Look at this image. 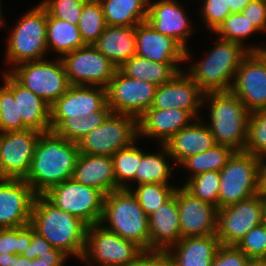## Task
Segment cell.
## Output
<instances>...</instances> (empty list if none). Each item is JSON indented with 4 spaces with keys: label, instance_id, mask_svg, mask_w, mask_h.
<instances>
[{
    "label": "cell",
    "instance_id": "6da1fadb",
    "mask_svg": "<svg viewBox=\"0 0 266 266\" xmlns=\"http://www.w3.org/2000/svg\"><path fill=\"white\" fill-rule=\"evenodd\" d=\"M79 155L78 144L56 135L41 133L28 175L24 179L37 195L72 178Z\"/></svg>",
    "mask_w": 266,
    "mask_h": 266
},
{
    "label": "cell",
    "instance_id": "7a4b0ae2",
    "mask_svg": "<svg viewBox=\"0 0 266 266\" xmlns=\"http://www.w3.org/2000/svg\"><path fill=\"white\" fill-rule=\"evenodd\" d=\"M30 225L69 258L82 259L87 225L78 217L57 208L44 195L35 197Z\"/></svg>",
    "mask_w": 266,
    "mask_h": 266
},
{
    "label": "cell",
    "instance_id": "3957f363",
    "mask_svg": "<svg viewBox=\"0 0 266 266\" xmlns=\"http://www.w3.org/2000/svg\"><path fill=\"white\" fill-rule=\"evenodd\" d=\"M215 43L203 59L184 70L205 93L231 91L237 69L250 53L237 42L219 38Z\"/></svg>",
    "mask_w": 266,
    "mask_h": 266
},
{
    "label": "cell",
    "instance_id": "277c9868",
    "mask_svg": "<svg viewBox=\"0 0 266 266\" xmlns=\"http://www.w3.org/2000/svg\"><path fill=\"white\" fill-rule=\"evenodd\" d=\"M203 103H210V121L205 123L216 143L236 152L244 151L251 113L246 106L231 91L207 92Z\"/></svg>",
    "mask_w": 266,
    "mask_h": 266
},
{
    "label": "cell",
    "instance_id": "5b68a950",
    "mask_svg": "<svg viewBox=\"0 0 266 266\" xmlns=\"http://www.w3.org/2000/svg\"><path fill=\"white\" fill-rule=\"evenodd\" d=\"M148 222V216L131 190L118 189L105 196L100 224L120 237L133 241L144 251H150Z\"/></svg>",
    "mask_w": 266,
    "mask_h": 266
},
{
    "label": "cell",
    "instance_id": "8992f818",
    "mask_svg": "<svg viewBox=\"0 0 266 266\" xmlns=\"http://www.w3.org/2000/svg\"><path fill=\"white\" fill-rule=\"evenodd\" d=\"M11 29L7 41L6 63L10 68L26 61L45 59L47 10L39 3L25 13Z\"/></svg>",
    "mask_w": 266,
    "mask_h": 266
},
{
    "label": "cell",
    "instance_id": "52a82bcc",
    "mask_svg": "<svg viewBox=\"0 0 266 266\" xmlns=\"http://www.w3.org/2000/svg\"><path fill=\"white\" fill-rule=\"evenodd\" d=\"M143 252L133 241L97 223L87 226L81 261L87 266H132Z\"/></svg>",
    "mask_w": 266,
    "mask_h": 266
},
{
    "label": "cell",
    "instance_id": "ba28073f",
    "mask_svg": "<svg viewBox=\"0 0 266 266\" xmlns=\"http://www.w3.org/2000/svg\"><path fill=\"white\" fill-rule=\"evenodd\" d=\"M260 160L244 151L232 155L220 171L218 209L259 193Z\"/></svg>",
    "mask_w": 266,
    "mask_h": 266
},
{
    "label": "cell",
    "instance_id": "9c48e42d",
    "mask_svg": "<svg viewBox=\"0 0 266 266\" xmlns=\"http://www.w3.org/2000/svg\"><path fill=\"white\" fill-rule=\"evenodd\" d=\"M138 119L111 113L106 120L78 142L79 153L112 156L138 139Z\"/></svg>",
    "mask_w": 266,
    "mask_h": 266
},
{
    "label": "cell",
    "instance_id": "30bf717a",
    "mask_svg": "<svg viewBox=\"0 0 266 266\" xmlns=\"http://www.w3.org/2000/svg\"><path fill=\"white\" fill-rule=\"evenodd\" d=\"M17 64L8 70L28 90L52 105L71 86L61 58Z\"/></svg>",
    "mask_w": 266,
    "mask_h": 266
},
{
    "label": "cell",
    "instance_id": "8fae6325",
    "mask_svg": "<svg viewBox=\"0 0 266 266\" xmlns=\"http://www.w3.org/2000/svg\"><path fill=\"white\" fill-rule=\"evenodd\" d=\"M43 195L57 208L78 217L87 226L101 222L105 195L96 188L70 178Z\"/></svg>",
    "mask_w": 266,
    "mask_h": 266
},
{
    "label": "cell",
    "instance_id": "7c38bea8",
    "mask_svg": "<svg viewBox=\"0 0 266 266\" xmlns=\"http://www.w3.org/2000/svg\"><path fill=\"white\" fill-rule=\"evenodd\" d=\"M70 85L106 88L118 69L94 45H86L61 57Z\"/></svg>",
    "mask_w": 266,
    "mask_h": 266
},
{
    "label": "cell",
    "instance_id": "4fadbf2b",
    "mask_svg": "<svg viewBox=\"0 0 266 266\" xmlns=\"http://www.w3.org/2000/svg\"><path fill=\"white\" fill-rule=\"evenodd\" d=\"M158 86L133 79L116 70L107 89V104L112 113L126 114L137 119L153 104Z\"/></svg>",
    "mask_w": 266,
    "mask_h": 266
},
{
    "label": "cell",
    "instance_id": "5bb4252c",
    "mask_svg": "<svg viewBox=\"0 0 266 266\" xmlns=\"http://www.w3.org/2000/svg\"><path fill=\"white\" fill-rule=\"evenodd\" d=\"M262 223L259 192L243 201L218 209L216 236L221 245L236 246L253 227Z\"/></svg>",
    "mask_w": 266,
    "mask_h": 266
},
{
    "label": "cell",
    "instance_id": "9a60e30c",
    "mask_svg": "<svg viewBox=\"0 0 266 266\" xmlns=\"http://www.w3.org/2000/svg\"><path fill=\"white\" fill-rule=\"evenodd\" d=\"M42 132H0V179H25Z\"/></svg>",
    "mask_w": 266,
    "mask_h": 266
},
{
    "label": "cell",
    "instance_id": "2e32d148",
    "mask_svg": "<svg viewBox=\"0 0 266 266\" xmlns=\"http://www.w3.org/2000/svg\"><path fill=\"white\" fill-rule=\"evenodd\" d=\"M231 92L250 112L266 110V58L250 52L237 69Z\"/></svg>",
    "mask_w": 266,
    "mask_h": 266
},
{
    "label": "cell",
    "instance_id": "e0dca14e",
    "mask_svg": "<svg viewBox=\"0 0 266 266\" xmlns=\"http://www.w3.org/2000/svg\"><path fill=\"white\" fill-rule=\"evenodd\" d=\"M107 104V89L98 86H73L50 106V129L64 119L92 116Z\"/></svg>",
    "mask_w": 266,
    "mask_h": 266
},
{
    "label": "cell",
    "instance_id": "ac0fdd59",
    "mask_svg": "<svg viewBox=\"0 0 266 266\" xmlns=\"http://www.w3.org/2000/svg\"><path fill=\"white\" fill-rule=\"evenodd\" d=\"M179 210L181 238L216 234L218 208L201 201L184 187L174 190Z\"/></svg>",
    "mask_w": 266,
    "mask_h": 266
},
{
    "label": "cell",
    "instance_id": "d6986e66",
    "mask_svg": "<svg viewBox=\"0 0 266 266\" xmlns=\"http://www.w3.org/2000/svg\"><path fill=\"white\" fill-rule=\"evenodd\" d=\"M36 196L24 179H0V229L29 225Z\"/></svg>",
    "mask_w": 266,
    "mask_h": 266
},
{
    "label": "cell",
    "instance_id": "ffe728a7",
    "mask_svg": "<svg viewBox=\"0 0 266 266\" xmlns=\"http://www.w3.org/2000/svg\"><path fill=\"white\" fill-rule=\"evenodd\" d=\"M204 95L205 92L182 70L170 81L157 87L150 108L181 109L198 119L202 117L199 116L201 107L206 106L203 103Z\"/></svg>",
    "mask_w": 266,
    "mask_h": 266
},
{
    "label": "cell",
    "instance_id": "44dd1931",
    "mask_svg": "<svg viewBox=\"0 0 266 266\" xmlns=\"http://www.w3.org/2000/svg\"><path fill=\"white\" fill-rule=\"evenodd\" d=\"M187 12L177 0H158L148 2L146 21L163 35L175 39L187 50L188 37L196 30L191 27ZM192 28V29H191Z\"/></svg>",
    "mask_w": 266,
    "mask_h": 266
},
{
    "label": "cell",
    "instance_id": "7402d4cb",
    "mask_svg": "<svg viewBox=\"0 0 266 266\" xmlns=\"http://www.w3.org/2000/svg\"><path fill=\"white\" fill-rule=\"evenodd\" d=\"M136 55L157 63H183L191 57L188 49L157 32L147 21L136 25Z\"/></svg>",
    "mask_w": 266,
    "mask_h": 266
},
{
    "label": "cell",
    "instance_id": "603a6c76",
    "mask_svg": "<svg viewBox=\"0 0 266 266\" xmlns=\"http://www.w3.org/2000/svg\"><path fill=\"white\" fill-rule=\"evenodd\" d=\"M195 118L185 110L169 108L146 110L138 118V136L155 138L164 145L176 132L189 126Z\"/></svg>",
    "mask_w": 266,
    "mask_h": 266
},
{
    "label": "cell",
    "instance_id": "cb8c5ba5",
    "mask_svg": "<svg viewBox=\"0 0 266 266\" xmlns=\"http://www.w3.org/2000/svg\"><path fill=\"white\" fill-rule=\"evenodd\" d=\"M4 85L18 97V118L32 130L48 132L50 129V104L23 86L9 71H3Z\"/></svg>",
    "mask_w": 266,
    "mask_h": 266
},
{
    "label": "cell",
    "instance_id": "d4e9b609",
    "mask_svg": "<svg viewBox=\"0 0 266 266\" xmlns=\"http://www.w3.org/2000/svg\"><path fill=\"white\" fill-rule=\"evenodd\" d=\"M200 118L195 119L189 126L176 132L164 146L168 150L174 164H180L189 156L205 152L217 143L209 126Z\"/></svg>",
    "mask_w": 266,
    "mask_h": 266
},
{
    "label": "cell",
    "instance_id": "484cf974",
    "mask_svg": "<svg viewBox=\"0 0 266 266\" xmlns=\"http://www.w3.org/2000/svg\"><path fill=\"white\" fill-rule=\"evenodd\" d=\"M148 219L150 251H166L181 239L179 210L174 194L150 214Z\"/></svg>",
    "mask_w": 266,
    "mask_h": 266
},
{
    "label": "cell",
    "instance_id": "4316f807",
    "mask_svg": "<svg viewBox=\"0 0 266 266\" xmlns=\"http://www.w3.org/2000/svg\"><path fill=\"white\" fill-rule=\"evenodd\" d=\"M72 178L85 186L96 188L105 196L117 190L111 156L79 153Z\"/></svg>",
    "mask_w": 266,
    "mask_h": 266
},
{
    "label": "cell",
    "instance_id": "83f0119b",
    "mask_svg": "<svg viewBox=\"0 0 266 266\" xmlns=\"http://www.w3.org/2000/svg\"><path fill=\"white\" fill-rule=\"evenodd\" d=\"M220 246V240L213 234L181 238L166 251L174 266H211Z\"/></svg>",
    "mask_w": 266,
    "mask_h": 266
},
{
    "label": "cell",
    "instance_id": "f1b7e54d",
    "mask_svg": "<svg viewBox=\"0 0 266 266\" xmlns=\"http://www.w3.org/2000/svg\"><path fill=\"white\" fill-rule=\"evenodd\" d=\"M93 45L119 68L136 55V26H106Z\"/></svg>",
    "mask_w": 266,
    "mask_h": 266
},
{
    "label": "cell",
    "instance_id": "f546056e",
    "mask_svg": "<svg viewBox=\"0 0 266 266\" xmlns=\"http://www.w3.org/2000/svg\"><path fill=\"white\" fill-rule=\"evenodd\" d=\"M179 64L181 63H157L134 55L118 69L127 77L160 86L183 70Z\"/></svg>",
    "mask_w": 266,
    "mask_h": 266
},
{
    "label": "cell",
    "instance_id": "4dcf8cb0",
    "mask_svg": "<svg viewBox=\"0 0 266 266\" xmlns=\"http://www.w3.org/2000/svg\"><path fill=\"white\" fill-rule=\"evenodd\" d=\"M107 26L135 27L146 21L149 0H99Z\"/></svg>",
    "mask_w": 266,
    "mask_h": 266
},
{
    "label": "cell",
    "instance_id": "1f68e13d",
    "mask_svg": "<svg viewBox=\"0 0 266 266\" xmlns=\"http://www.w3.org/2000/svg\"><path fill=\"white\" fill-rule=\"evenodd\" d=\"M46 42L48 52L52 50L60 58L69 52L86 46L78 25L53 17L48 11Z\"/></svg>",
    "mask_w": 266,
    "mask_h": 266
},
{
    "label": "cell",
    "instance_id": "d6a6232c",
    "mask_svg": "<svg viewBox=\"0 0 266 266\" xmlns=\"http://www.w3.org/2000/svg\"><path fill=\"white\" fill-rule=\"evenodd\" d=\"M159 150V153L151 154L150 152H146L141 157V162L135 173V182L137 185L142 183L170 184L168 180L172 176L175 168L174 166L171 167L168 163V160H171L172 157L164 145L159 144Z\"/></svg>",
    "mask_w": 266,
    "mask_h": 266
},
{
    "label": "cell",
    "instance_id": "836d02e7",
    "mask_svg": "<svg viewBox=\"0 0 266 266\" xmlns=\"http://www.w3.org/2000/svg\"><path fill=\"white\" fill-rule=\"evenodd\" d=\"M235 152L230 147L216 144L205 152L189 156L179 166L191 172L187 177L188 180L203 172L221 171Z\"/></svg>",
    "mask_w": 266,
    "mask_h": 266
},
{
    "label": "cell",
    "instance_id": "e575fe53",
    "mask_svg": "<svg viewBox=\"0 0 266 266\" xmlns=\"http://www.w3.org/2000/svg\"><path fill=\"white\" fill-rule=\"evenodd\" d=\"M134 141L130 146L118 150L111 156L113 162L114 176L118 189H133L130 182H135V173L138 168L141 157L145 154L141 148L135 145Z\"/></svg>",
    "mask_w": 266,
    "mask_h": 266
},
{
    "label": "cell",
    "instance_id": "d590c367",
    "mask_svg": "<svg viewBox=\"0 0 266 266\" xmlns=\"http://www.w3.org/2000/svg\"><path fill=\"white\" fill-rule=\"evenodd\" d=\"M111 113V109L106 104L101 110L92 112V116L64 119L53 132L68 141L77 143L82 137L101 125Z\"/></svg>",
    "mask_w": 266,
    "mask_h": 266
},
{
    "label": "cell",
    "instance_id": "8d00e7d4",
    "mask_svg": "<svg viewBox=\"0 0 266 266\" xmlns=\"http://www.w3.org/2000/svg\"><path fill=\"white\" fill-rule=\"evenodd\" d=\"M256 32L260 33L252 22H250L241 12H236L230 14L213 33L220 36L218 38L244 45L250 52H259L263 48L262 45H253V47L251 45L250 47L243 43L246 40L245 38H249L250 35H253Z\"/></svg>",
    "mask_w": 266,
    "mask_h": 266
},
{
    "label": "cell",
    "instance_id": "74e56055",
    "mask_svg": "<svg viewBox=\"0 0 266 266\" xmlns=\"http://www.w3.org/2000/svg\"><path fill=\"white\" fill-rule=\"evenodd\" d=\"M104 13L99 0H87L78 22V29L86 45H93L106 28Z\"/></svg>",
    "mask_w": 266,
    "mask_h": 266
},
{
    "label": "cell",
    "instance_id": "f35d334b",
    "mask_svg": "<svg viewBox=\"0 0 266 266\" xmlns=\"http://www.w3.org/2000/svg\"><path fill=\"white\" fill-rule=\"evenodd\" d=\"M177 187L164 183H142L131 192L136 196L139 205L147 216L155 212L173 194Z\"/></svg>",
    "mask_w": 266,
    "mask_h": 266
},
{
    "label": "cell",
    "instance_id": "ab89813d",
    "mask_svg": "<svg viewBox=\"0 0 266 266\" xmlns=\"http://www.w3.org/2000/svg\"><path fill=\"white\" fill-rule=\"evenodd\" d=\"M183 187L201 201L218 208L220 171H207L189 178Z\"/></svg>",
    "mask_w": 266,
    "mask_h": 266
},
{
    "label": "cell",
    "instance_id": "60d3db41",
    "mask_svg": "<svg viewBox=\"0 0 266 266\" xmlns=\"http://www.w3.org/2000/svg\"><path fill=\"white\" fill-rule=\"evenodd\" d=\"M244 152L259 158L266 157V110L250 113Z\"/></svg>",
    "mask_w": 266,
    "mask_h": 266
},
{
    "label": "cell",
    "instance_id": "b9f144b4",
    "mask_svg": "<svg viewBox=\"0 0 266 266\" xmlns=\"http://www.w3.org/2000/svg\"><path fill=\"white\" fill-rule=\"evenodd\" d=\"M28 129L18 118V97L4 85L0 86V132Z\"/></svg>",
    "mask_w": 266,
    "mask_h": 266
},
{
    "label": "cell",
    "instance_id": "7bdbcfd3",
    "mask_svg": "<svg viewBox=\"0 0 266 266\" xmlns=\"http://www.w3.org/2000/svg\"><path fill=\"white\" fill-rule=\"evenodd\" d=\"M31 245V225L0 229V255H22Z\"/></svg>",
    "mask_w": 266,
    "mask_h": 266
},
{
    "label": "cell",
    "instance_id": "ee69618b",
    "mask_svg": "<svg viewBox=\"0 0 266 266\" xmlns=\"http://www.w3.org/2000/svg\"><path fill=\"white\" fill-rule=\"evenodd\" d=\"M236 247L249 259H266V224L253 227Z\"/></svg>",
    "mask_w": 266,
    "mask_h": 266
},
{
    "label": "cell",
    "instance_id": "f6af8a7d",
    "mask_svg": "<svg viewBox=\"0 0 266 266\" xmlns=\"http://www.w3.org/2000/svg\"><path fill=\"white\" fill-rule=\"evenodd\" d=\"M87 0H42L45 9L58 19L78 25L82 7Z\"/></svg>",
    "mask_w": 266,
    "mask_h": 266
},
{
    "label": "cell",
    "instance_id": "bcb514c9",
    "mask_svg": "<svg viewBox=\"0 0 266 266\" xmlns=\"http://www.w3.org/2000/svg\"><path fill=\"white\" fill-rule=\"evenodd\" d=\"M200 9L205 26L213 33L232 14L228 0H204Z\"/></svg>",
    "mask_w": 266,
    "mask_h": 266
},
{
    "label": "cell",
    "instance_id": "7dc6e473",
    "mask_svg": "<svg viewBox=\"0 0 266 266\" xmlns=\"http://www.w3.org/2000/svg\"><path fill=\"white\" fill-rule=\"evenodd\" d=\"M44 255H66L62 250L54 248L44 237L39 235L31 226V245L22 256L34 260Z\"/></svg>",
    "mask_w": 266,
    "mask_h": 266
},
{
    "label": "cell",
    "instance_id": "c3c4849f",
    "mask_svg": "<svg viewBox=\"0 0 266 266\" xmlns=\"http://www.w3.org/2000/svg\"><path fill=\"white\" fill-rule=\"evenodd\" d=\"M249 258L236 246L221 245L211 266H246Z\"/></svg>",
    "mask_w": 266,
    "mask_h": 266
},
{
    "label": "cell",
    "instance_id": "681fc988",
    "mask_svg": "<svg viewBox=\"0 0 266 266\" xmlns=\"http://www.w3.org/2000/svg\"><path fill=\"white\" fill-rule=\"evenodd\" d=\"M241 13L259 32H266V0H251Z\"/></svg>",
    "mask_w": 266,
    "mask_h": 266
},
{
    "label": "cell",
    "instance_id": "f907efd6",
    "mask_svg": "<svg viewBox=\"0 0 266 266\" xmlns=\"http://www.w3.org/2000/svg\"><path fill=\"white\" fill-rule=\"evenodd\" d=\"M132 266H174L167 251H144Z\"/></svg>",
    "mask_w": 266,
    "mask_h": 266
},
{
    "label": "cell",
    "instance_id": "816d5d0a",
    "mask_svg": "<svg viewBox=\"0 0 266 266\" xmlns=\"http://www.w3.org/2000/svg\"><path fill=\"white\" fill-rule=\"evenodd\" d=\"M68 255H44L32 260V266H64Z\"/></svg>",
    "mask_w": 266,
    "mask_h": 266
},
{
    "label": "cell",
    "instance_id": "f5cc1de1",
    "mask_svg": "<svg viewBox=\"0 0 266 266\" xmlns=\"http://www.w3.org/2000/svg\"><path fill=\"white\" fill-rule=\"evenodd\" d=\"M259 192L266 195V157L260 160Z\"/></svg>",
    "mask_w": 266,
    "mask_h": 266
},
{
    "label": "cell",
    "instance_id": "db71d44e",
    "mask_svg": "<svg viewBox=\"0 0 266 266\" xmlns=\"http://www.w3.org/2000/svg\"><path fill=\"white\" fill-rule=\"evenodd\" d=\"M251 0H228V6L232 13L241 12Z\"/></svg>",
    "mask_w": 266,
    "mask_h": 266
},
{
    "label": "cell",
    "instance_id": "11a10c76",
    "mask_svg": "<svg viewBox=\"0 0 266 266\" xmlns=\"http://www.w3.org/2000/svg\"><path fill=\"white\" fill-rule=\"evenodd\" d=\"M11 266H32V260L22 255L13 254Z\"/></svg>",
    "mask_w": 266,
    "mask_h": 266
},
{
    "label": "cell",
    "instance_id": "9f6ffc18",
    "mask_svg": "<svg viewBox=\"0 0 266 266\" xmlns=\"http://www.w3.org/2000/svg\"><path fill=\"white\" fill-rule=\"evenodd\" d=\"M12 255L13 254L0 255V266H11Z\"/></svg>",
    "mask_w": 266,
    "mask_h": 266
},
{
    "label": "cell",
    "instance_id": "6f0895ef",
    "mask_svg": "<svg viewBox=\"0 0 266 266\" xmlns=\"http://www.w3.org/2000/svg\"><path fill=\"white\" fill-rule=\"evenodd\" d=\"M246 266H266V259H249Z\"/></svg>",
    "mask_w": 266,
    "mask_h": 266
},
{
    "label": "cell",
    "instance_id": "680465c9",
    "mask_svg": "<svg viewBox=\"0 0 266 266\" xmlns=\"http://www.w3.org/2000/svg\"><path fill=\"white\" fill-rule=\"evenodd\" d=\"M262 220L266 224V195L261 194Z\"/></svg>",
    "mask_w": 266,
    "mask_h": 266
},
{
    "label": "cell",
    "instance_id": "91938a15",
    "mask_svg": "<svg viewBox=\"0 0 266 266\" xmlns=\"http://www.w3.org/2000/svg\"><path fill=\"white\" fill-rule=\"evenodd\" d=\"M1 3H2V2H1V0H0V28H1V26L7 27L6 25L3 24V22H4L5 20H3L4 17H3V15H2V9H1L2 6H1Z\"/></svg>",
    "mask_w": 266,
    "mask_h": 266
},
{
    "label": "cell",
    "instance_id": "94428289",
    "mask_svg": "<svg viewBox=\"0 0 266 266\" xmlns=\"http://www.w3.org/2000/svg\"><path fill=\"white\" fill-rule=\"evenodd\" d=\"M266 58V46L263 45V48L259 51Z\"/></svg>",
    "mask_w": 266,
    "mask_h": 266
}]
</instances>
